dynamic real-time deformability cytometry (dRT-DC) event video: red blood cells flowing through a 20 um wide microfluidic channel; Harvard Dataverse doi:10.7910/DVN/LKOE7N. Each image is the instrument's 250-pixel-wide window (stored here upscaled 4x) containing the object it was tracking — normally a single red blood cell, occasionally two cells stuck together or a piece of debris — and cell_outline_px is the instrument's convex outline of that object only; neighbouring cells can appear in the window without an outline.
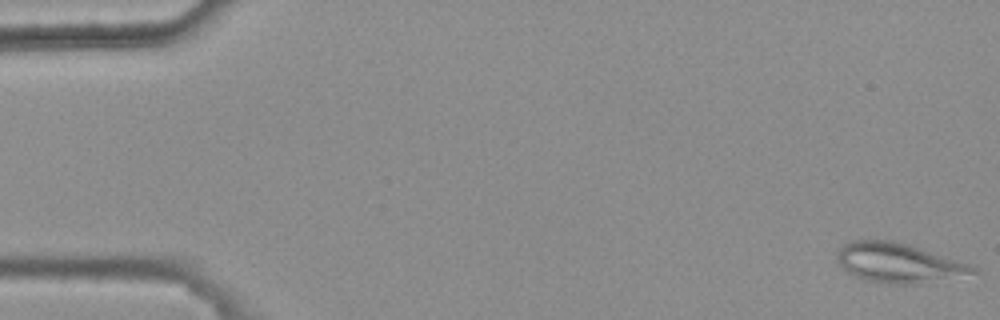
{"species": "common noctule bat (a hibernating species)", "species_latin": "Nyctalus noctula", "temperature_condition": "warm", "stored_images_in_passage": 4, "camera_frame_rate_fps": 3000, "um_per_image_px": 0.085, "animal": {"sex": "female", "body_mass_g": 25.1}, "frame": {"image": 1, "passage_image": 1, "time_ms": 0.0, "image_size_px": [1000, 320], "cell_outline_px": [[980, 272], [920, 284], [892, 284], [864, 280], [848, 272], [840, 264], [836, 256], [836, 252], [844, 244], [852, 240], [892, 240], [908, 244], [972, 264]], "centroid_in_image_um": [76.39, 22.34], "position_along_channel_um": 8.6, "area_um2": 31.33}}